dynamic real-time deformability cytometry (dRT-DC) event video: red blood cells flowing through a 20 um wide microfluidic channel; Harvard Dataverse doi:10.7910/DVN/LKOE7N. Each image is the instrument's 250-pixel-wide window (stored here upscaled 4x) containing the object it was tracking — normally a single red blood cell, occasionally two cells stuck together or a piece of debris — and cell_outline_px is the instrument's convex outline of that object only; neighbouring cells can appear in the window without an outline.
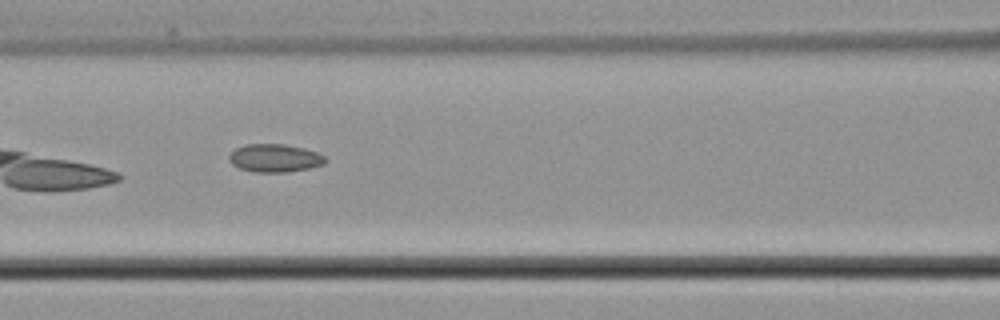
{"species": "common noctule bat (a hibernating species)", "species_latin": "Nyctalus noctula", "temperature_condition": "cold", "stored_images_in_passage": 8, "camera_frame_rate_fps": 3000, "um_per_image_px": 0.085, "animal": {"sex": "male", "body_mass_g": 21.5, "forearm_length_mm": 52.0}, "frame": {"image": 1, "passage_image": 7, "time_ms": 8.333, "image_size_px": [1000, 320], "cell_outline_px": [[328, 160], [324, 164], [308, 168], [288, 172], [252, 172], [240, 168], [232, 164], [228, 160], [228, 156], [236, 148], [244, 144], [284, 144], [304, 148], [316, 152], [324, 156]], "centroid_in_image_um": [23.34, 13.43], "position_along_channel_um": 143.3, "area_um2": 15.78}}
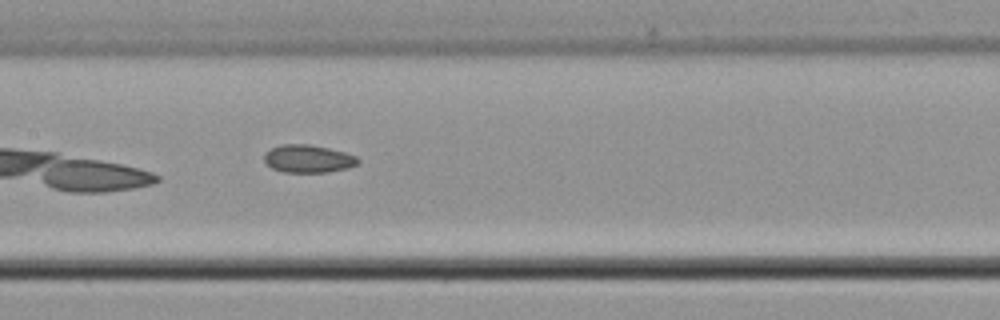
{"frame": {"image": 2, "passage_image": 8, "time_ms": 9.333, "image_size_px": [1000, 320], "cell_outline_px": [[360, 160], [356, 164], [348, 168], [328, 172], [284, 172], [272, 168], [264, 160], [264, 152], [280, 144], [308, 144], [328, 148], [344, 152], [356, 156]], "centroid_in_image_um": [26.18, 13.49], "position_along_channel_um": 181.2, "area_um2": 15.14}}